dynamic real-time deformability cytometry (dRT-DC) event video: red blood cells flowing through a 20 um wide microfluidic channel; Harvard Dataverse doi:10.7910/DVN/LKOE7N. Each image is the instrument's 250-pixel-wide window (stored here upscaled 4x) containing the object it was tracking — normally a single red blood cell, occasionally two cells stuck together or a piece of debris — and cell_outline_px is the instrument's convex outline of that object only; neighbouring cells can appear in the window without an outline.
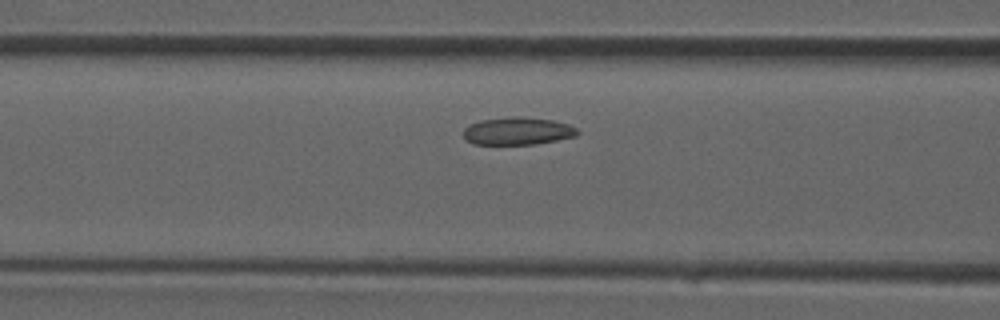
{"species": "common noctule bat (a hibernating species)", "species_latin": "Nyctalus noctula", "temperature_condition": "room temperature", "stored_images_in_passage": 26, "camera_frame_rate_fps": 3000, "um_per_image_px": 0.085, "animal": {"sex": "male", "forearm_length_mm": 52.5}, "frame": {"image": 1, "passage_image": 5, "time_ms": 1.333, "image_size_px": [1000, 320], "cell_outline_px": [[580, 132], [576, 136], [556, 140], [532, 144], [472, 144], [464, 136], [464, 128], [468, 124], [480, 120], [512, 116], [520, 116], [552, 120], [568, 124], [576, 128]], "centroid_in_image_um": [43.98, 11.13], "position_along_channel_um": 122.6, "area_um2": 18.32}}
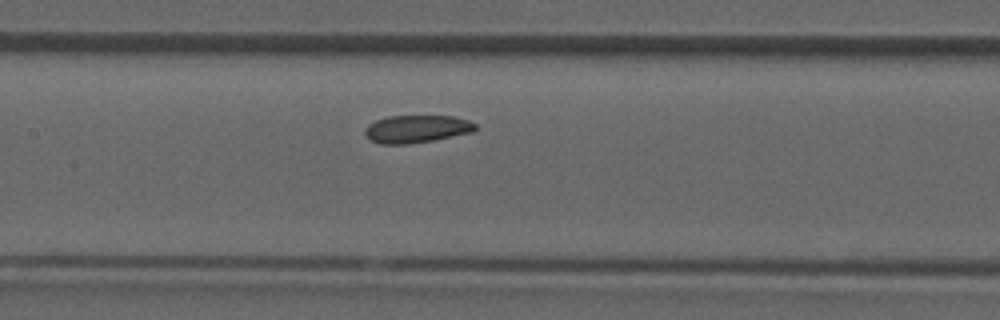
{"frame": {"image": 2, "passage_image": 8, "time_ms": 2.333, "image_size_px": [1000, 320], "cell_outline_px": [[476, 128], [472, 132], [432, 140], [408, 144], [380, 144], [372, 140], [364, 132], [364, 128], [368, 124], [376, 120], [388, 116], [452, 116], [468, 120], [476, 124]], "centroid_in_image_um": [35.39, 10.95], "position_along_channel_um": 172.0, "area_um2": 17.63}}
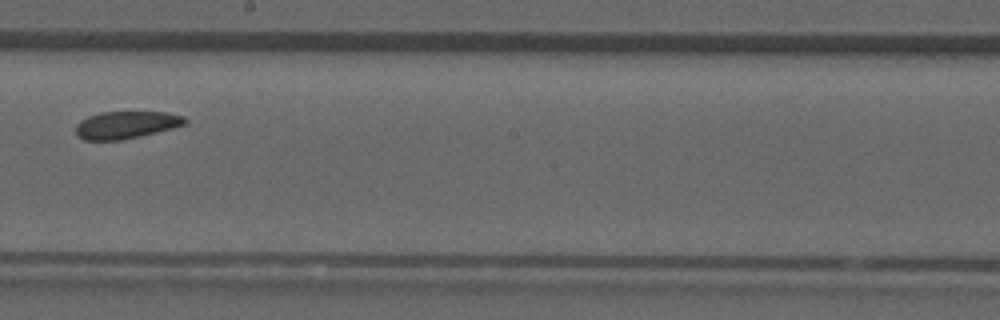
{"frame": {"image": 3, "passage_image": 12, "time_ms": 3.667, "image_size_px": [1000, 320], "cell_outline_px": [[188, 120], [184, 124], [172, 128], [140, 136], [120, 140], [84, 140], [76, 132], [76, 124], [80, 120], [88, 116], [100, 112], [168, 112], [184, 116]], "centroid_in_image_um": [10.72, 10.6], "position_along_channel_um": 237.5, "area_um2": 17.34}}